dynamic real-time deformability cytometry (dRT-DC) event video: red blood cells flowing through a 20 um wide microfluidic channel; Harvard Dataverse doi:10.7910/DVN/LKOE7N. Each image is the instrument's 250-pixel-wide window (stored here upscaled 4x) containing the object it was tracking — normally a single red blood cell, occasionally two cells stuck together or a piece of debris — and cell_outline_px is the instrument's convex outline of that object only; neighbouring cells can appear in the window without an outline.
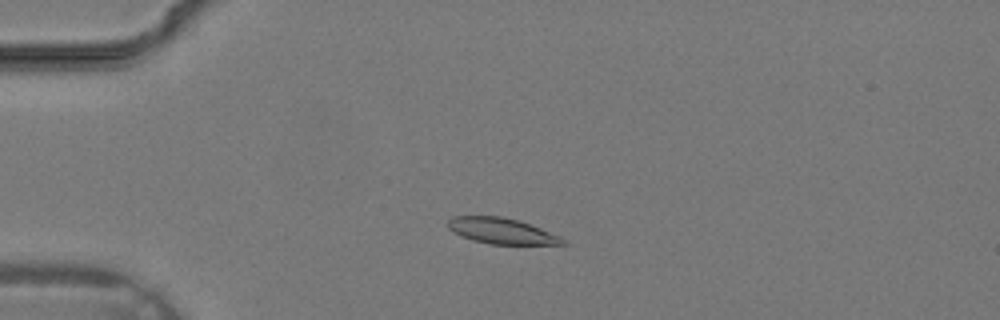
{"species": "common noctule bat (a hibernating species)", "species_latin": "Nyctalus noctula", "temperature_condition": "warm", "stored_images_in_passage": 30, "camera_frame_rate_fps": 3000, "um_per_image_px": 0.085, "animal": {"sex": "male", "body_mass_g": 19.2, "forearm_length_mm": 51.8}, "frame": {"image": 1, "passage_image": 7, "time_ms": 2.0, "image_size_px": [1000, 320], "cell_outline_px": [[568, 244], [488, 244], [472, 240], [452, 232], [448, 228], [448, 220], [452, 216], [504, 216], [520, 220], [560, 236], [568, 240]], "centroid_in_image_um": [42.64, 19.62], "position_along_channel_um": 42.4, "area_um2": 17.46}}
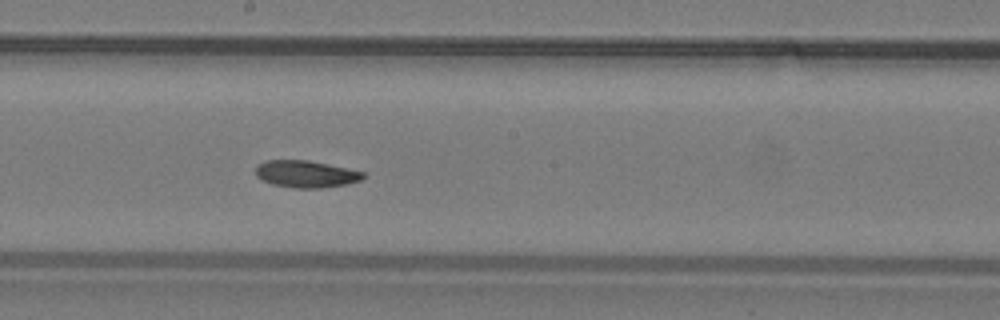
{"frame": {"image": 2, "passage_image": 18, "time_ms": 5.667, "image_size_px": [1000, 320], "cell_outline_px": [[364, 176], [360, 180], [348, 184], [320, 188], [296, 188], [272, 184], [256, 176], [256, 168], [264, 160], [308, 160], [364, 172]], "centroid_in_image_um": [26.0, 14.79], "position_along_channel_um": 222.2, "area_um2": 16.7}}
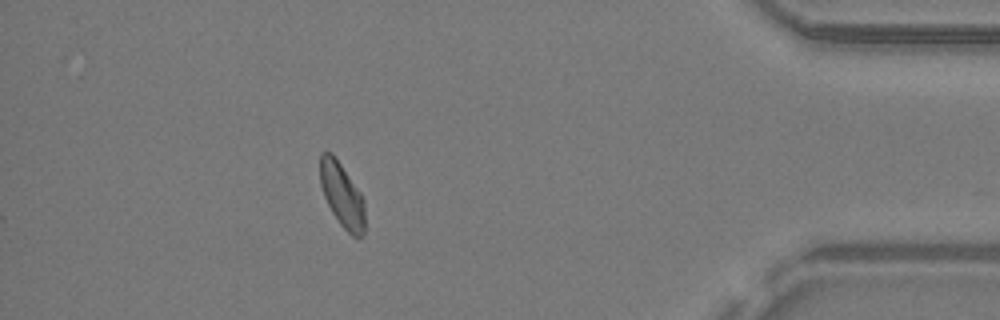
{"frame": {"image": 3, "passage_image": 30, "time_ms": 9.667, "image_size_px": [1000, 320], "cell_outline_px": [[364, 236], [356, 240], [340, 224], [332, 212], [324, 196], [320, 184], [320, 152], [332, 152], [360, 192], [364, 200]], "centroid_in_image_um": [29.07, 16.6], "position_along_channel_um": 406.1, "area_um2": 16.82}}